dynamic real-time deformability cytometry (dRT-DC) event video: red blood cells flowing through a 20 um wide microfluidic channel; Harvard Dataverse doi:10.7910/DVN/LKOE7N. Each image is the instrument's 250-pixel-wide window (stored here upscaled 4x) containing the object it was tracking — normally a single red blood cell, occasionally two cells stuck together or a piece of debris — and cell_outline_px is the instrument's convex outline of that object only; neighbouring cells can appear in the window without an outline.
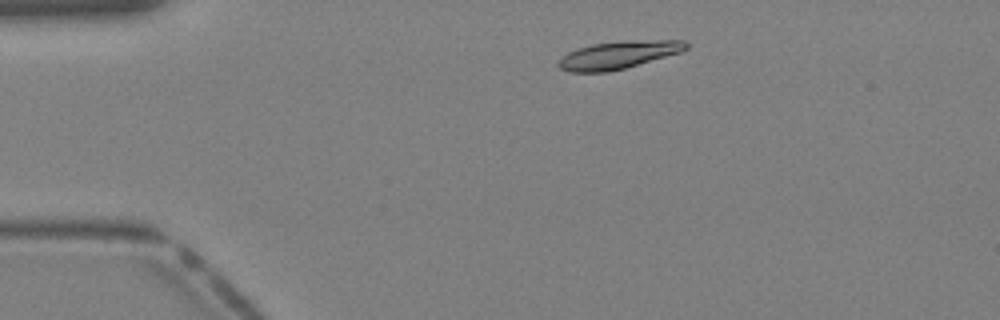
{"species": "Egyptian fruit bat (a non-hibernating species)", "species_latin": "Rousettus aegyptiacus", "temperature_condition": "warm", "stored_images_in_passage": 35, "camera_frame_rate_fps": 3000, "um_per_image_px": 0.085, "animal": {"sex": "female"}, "frame": {"image": 1, "passage_image": 3, "time_ms": 0.667, "image_size_px": [1000, 320], "cell_outline_px": [[688, 48], [680, 52], [624, 68], [608, 72], [568, 72], [560, 68], [556, 64], [568, 52], [592, 44], [652, 40], [684, 40], [688, 44]], "centroid_in_image_um": [52.55, 4.68], "position_along_channel_um": 32.5, "area_um2": 20.0}}
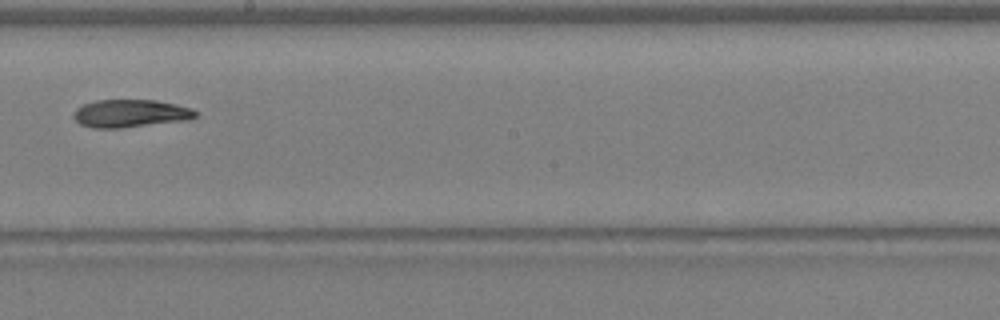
{"frame": {"image": 2, "passage_image": 18, "time_ms": 5.667, "image_size_px": [1000, 320], "cell_outline_px": [[200, 112], [196, 116], [188, 120], [120, 128], [92, 128], [80, 124], [72, 116], [76, 108], [84, 104], [96, 100], [156, 100], [176, 104], [192, 108]], "centroid_in_image_um": [11.1, 9.64], "position_along_channel_um": 237.1, "area_um2": 19.88}}
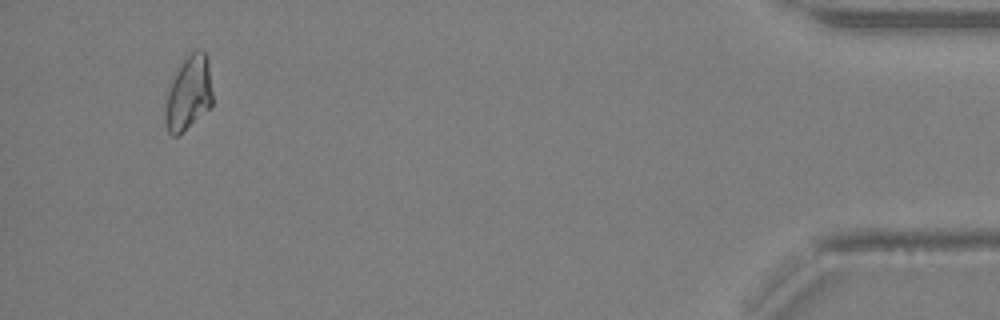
{"frame": {"image": 3, "passage_image": 33, "time_ms": 10.667, "image_size_px": [1000, 320], "cell_outline_px": [[212, 108], [176, 136], [172, 136], [168, 132], [164, 120], [164, 108], [168, 88], [172, 76], [180, 64], [196, 48], [204, 52], [208, 56], [212, 92]], "centroid_in_image_um": [16.02, 7.92], "position_along_channel_um": 419.2, "area_um2": 20.87}}